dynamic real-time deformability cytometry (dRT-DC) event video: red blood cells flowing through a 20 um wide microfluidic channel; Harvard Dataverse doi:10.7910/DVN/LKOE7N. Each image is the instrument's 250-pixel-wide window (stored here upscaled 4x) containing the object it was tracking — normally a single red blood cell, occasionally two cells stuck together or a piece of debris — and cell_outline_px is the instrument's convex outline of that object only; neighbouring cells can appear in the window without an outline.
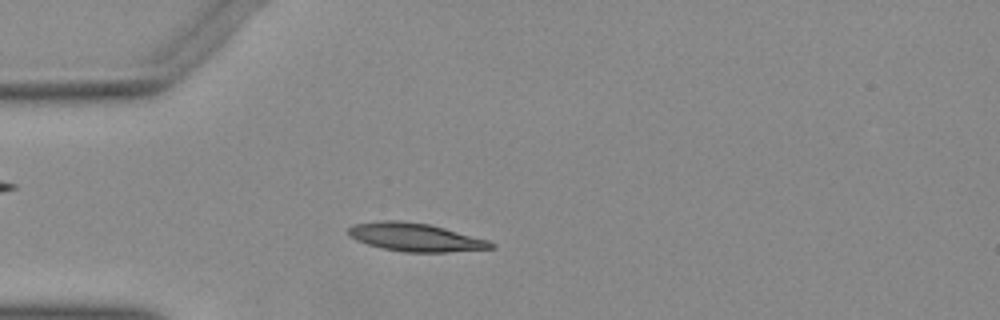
{"species": "Egyptian fruit bat (a non-hibernating species)", "species_latin": "Rousettus aegyptiacus", "temperature_condition": "warm", "stored_images_in_passage": 51, "camera_frame_rate_fps": 3000, "um_per_image_px": 0.085, "animal": {"sex": "female"}, "frame": {"image": 1, "passage_image": 13, "time_ms": 4.0, "image_size_px": [1000, 320], "cell_outline_px": [[496, 248], [448, 252], [404, 252], [380, 248], [356, 240], [348, 236], [348, 228], [356, 224], [380, 220], [400, 220], [428, 224], [444, 228], [488, 240], [496, 244]], "centroid_in_image_um": [35.3, 20.17], "position_along_channel_um": 49.7, "area_um2": 23.47}}
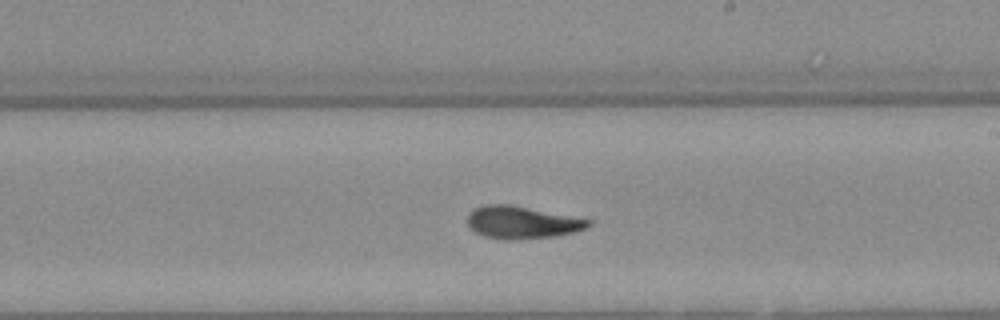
{"frame": {"image": 2, "passage_image": 29, "time_ms": 9.333, "image_size_px": [1000, 320], "cell_outline_px": [[592, 224], [588, 228], [572, 232], [552, 236], [508, 240], [484, 236], [476, 232], [468, 224], [468, 216], [476, 208], [484, 204], [508, 204], [592, 220]], "centroid_in_image_um": [44.38, 18.9], "position_along_channel_um": 244.6, "area_um2": 22.37}}
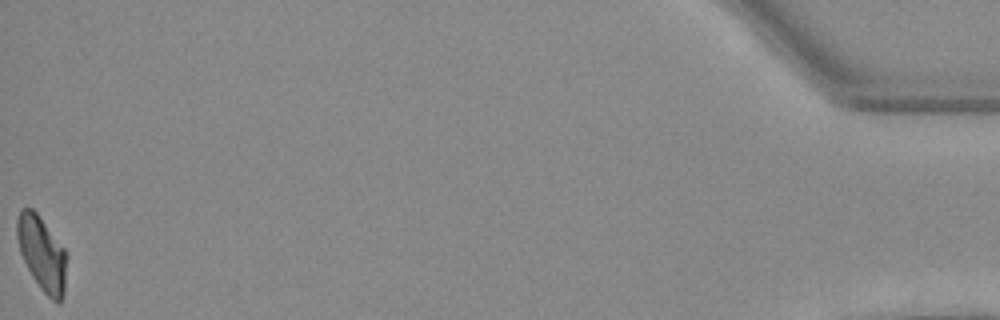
{"frame": {"image": 3, "passage_image": 51, "time_ms": 16.667, "image_size_px": [1000, 320], "cell_outline_px": [[64, 296], [60, 304], [52, 300], [40, 288], [32, 276], [20, 252], [16, 236], [16, 220], [20, 208], [32, 208], [36, 212], [64, 248]], "centroid_in_image_um": [3.52, 21.53], "position_along_channel_um": 431.7, "area_um2": 21.04}}